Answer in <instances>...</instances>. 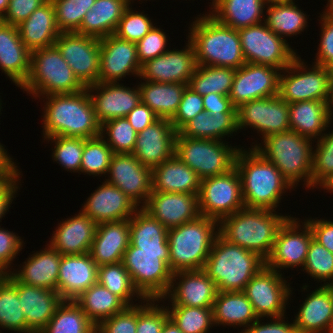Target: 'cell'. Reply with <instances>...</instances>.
<instances>
[{
    "mask_svg": "<svg viewBox=\"0 0 333 333\" xmlns=\"http://www.w3.org/2000/svg\"><path fill=\"white\" fill-rule=\"evenodd\" d=\"M38 98L44 99L43 138L64 136L90 139L100 136L101 125L87 88L76 93Z\"/></svg>",
    "mask_w": 333,
    "mask_h": 333,
    "instance_id": "cell-1",
    "label": "cell"
},
{
    "mask_svg": "<svg viewBox=\"0 0 333 333\" xmlns=\"http://www.w3.org/2000/svg\"><path fill=\"white\" fill-rule=\"evenodd\" d=\"M243 148L237 154L235 168L240 175L245 208L276 211L282 195L294 188L258 151Z\"/></svg>",
    "mask_w": 333,
    "mask_h": 333,
    "instance_id": "cell-2",
    "label": "cell"
},
{
    "mask_svg": "<svg viewBox=\"0 0 333 333\" xmlns=\"http://www.w3.org/2000/svg\"><path fill=\"white\" fill-rule=\"evenodd\" d=\"M278 211L243 208L219 222V233L229 242L257 253L266 260L277 233L291 215Z\"/></svg>",
    "mask_w": 333,
    "mask_h": 333,
    "instance_id": "cell-3",
    "label": "cell"
},
{
    "mask_svg": "<svg viewBox=\"0 0 333 333\" xmlns=\"http://www.w3.org/2000/svg\"><path fill=\"white\" fill-rule=\"evenodd\" d=\"M188 38L195 49L198 65L239 69L246 61L238 30L217 22L208 13L190 23Z\"/></svg>",
    "mask_w": 333,
    "mask_h": 333,
    "instance_id": "cell-4",
    "label": "cell"
},
{
    "mask_svg": "<svg viewBox=\"0 0 333 333\" xmlns=\"http://www.w3.org/2000/svg\"><path fill=\"white\" fill-rule=\"evenodd\" d=\"M264 266L265 260L257 253L229 242L218 233L203 270L218 291H243Z\"/></svg>",
    "mask_w": 333,
    "mask_h": 333,
    "instance_id": "cell-5",
    "label": "cell"
},
{
    "mask_svg": "<svg viewBox=\"0 0 333 333\" xmlns=\"http://www.w3.org/2000/svg\"><path fill=\"white\" fill-rule=\"evenodd\" d=\"M261 142L251 148L273 163L293 188L303 181V187L311 189L313 140L288 130L270 135Z\"/></svg>",
    "mask_w": 333,
    "mask_h": 333,
    "instance_id": "cell-6",
    "label": "cell"
},
{
    "mask_svg": "<svg viewBox=\"0 0 333 333\" xmlns=\"http://www.w3.org/2000/svg\"><path fill=\"white\" fill-rule=\"evenodd\" d=\"M218 233L219 222L205 216L169 229L171 272L203 269Z\"/></svg>",
    "mask_w": 333,
    "mask_h": 333,
    "instance_id": "cell-7",
    "label": "cell"
},
{
    "mask_svg": "<svg viewBox=\"0 0 333 333\" xmlns=\"http://www.w3.org/2000/svg\"><path fill=\"white\" fill-rule=\"evenodd\" d=\"M21 89L35 99L51 94L76 93L86 87L54 45L31 52L30 73Z\"/></svg>",
    "mask_w": 333,
    "mask_h": 333,
    "instance_id": "cell-8",
    "label": "cell"
},
{
    "mask_svg": "<svg viewBox=\"0 0 333 333\" xmlns=\"http://www.w3.org/2000/svg\"><path fill=\"white\" fill-rule=\"evenodd\" d=\"M227 141L176 136L175 154L202 180L223 175L235 168L236 157L242 147Z\"/></svg>",
    "mask_w": 333,
    "mask_h": 333,
    "instance_id": "cell-9",
    "label": "cell"
},
{
    "mask_svg": "<svg viewBox=\"0 0 333 333\" xmlns=\"http://www.w3.org/2000/svg\"><path fill=\"white\" fill-rule=\"evenodd\" d=\"M169 261V251L142 250L131 244L122 259L134 287L145 299H160L168 292L172 281Z\"/></svg>",
    "mask_w": 333,
    "mask_h": 333,
    "instance_id": "cell-10",
    "label": "cell"
},
{
    "mask_svg": "<svg viewBox=\"0 0 333 333\" xmlns=\"http://www.w3.org/2000/svg\"><path fill=\"white\" fill-rule=\"evenodd\" d=\"M306 64L298 55L281 71L278 95L288 104L308 100L329 101L330 68Z\"/></svg>",
    "mask_w": 333,
    "mask_h": 333,
    "instance_id": "cell-11",
    "label": "cell"
},
{
    "mask_svg": "<svg viewBox=\"0 0 333 333\" xmlns=\"http://www.w3.org/2000/svg\"><path fill=\"white\" fill-rule=\"evenodd\" d=\"M246 63L262 64L282 71L298 56L287 40L273 33L262 22L238 29Z\"/></svg>",
    "mask_w": 333,
    "mask_h": 333,
    "instance_id": "cell-12",
    "label": "cell"
},
{
    "mask_svg": "<svg viewBox=\"0 0 333 333\" xmlns=\"http://www.w3.org/2000/svg\"><path fill=\"white\" fill-rule=\"evenodd\" d=\"M198 201L201 216L218 222L245 208L238 170L202 179Z\"/></svg>",
    "mask_w": 333,
    "mask_h": 333,
    "instance_id": "cell-13",
    "label": "cell"
},
{
    "mask_svg": "<svg viewBox=\"0 0 333 333\" xmlns=\"http://www.w3.org/2000/svg\"><path fill=\"white\" fill-rule=\"evenodd\" d=\"M290 283L282 273L264 266L242 291L258 318H276L286 315V305L293 296Z\"/></svg>",
    "mask_w": 333,
    "mask_h": 333,
    "instance_id": "cell-14",
    "label": "cell"
},
{
    "mask_svg": "<svg viewBox=\"0 0 333 333\" xmlns=\"http://www.w3.org/2000/svg\"><path fill=\"white\" fill-rule=\"evenodd\" d=\"M303 221L291 216L280 227L271 254L265 260L266 267L279 273L287 268H303L313 238L309 224Z\"/></svg>",
    "mask_w": 333,
    "mask_h": 333,
    "instance_id": "cell-15",
    "label": "cell"
},
{
    "mask_svg": "<svg viewBox=\"0 0 333 333\" xmlns=\"http://www.w3.org/2000/svg\"><path fill=\"white\" fill-rule=\"evenodd\" d=\"M237 127L238 132L252 127L262 140L286 132L290 130L289 104L279 95L245 102L237 108Z\"/></svg>",
    "mask_w": 333,
    "mask_h": 333,
    "instance_id": "cell-16",
    "label": "cell"
},
{
    "mask_svg": "<svg viewBox=\"0 0 333 333\" xmlns=\"http://www.w3.org/2000/svg\"><path fill=\"white\" fill-rule=\"evenodd\" d=\"M54 45L85 87L98 82L100 65L99 38L77 32H61Z\"/></svg>",
    "mask_w": 333,
    "mask_h": 333,
    "instance_id": "cell-17",
    "label": "cell"
},
{
    "mask_svg": "<svg viewBox=\"0 0 333 333\" xmlns=\"http://www.w3.org/2000/svg\"><path fill=\"white\" fill-rule=\"evenodd\" d=\"M106 175L105 182L119 188L140 207L152 193L151 169L132 153L114 154Z\"/></svg>",
    "mask_w": 333,
    "mask_h": 333,
    "instance_id": "cell-18",
    "label": "cell"
},
{
    "mask_svg": "<svg viewBox=\"0 0 333 333\" xmlns=\"http://www.w3.org/2000/svg\"><path fill=\"white\" fill-rule=\"evenodd\" d=\"M280 74L269 65L245 63L236 69L229 94L232 104L238 108L245 102L278 95Z\"/></svg>",
    "mask_w": 333,
    "mask_h": 333,
    "instance_id": "cell-19",
    "label": "cell"
},
{
    "mask_svg": "<svg viewBox=\"0 0 333 333\" xmlns=\"http://www.w3.org/2000/svg\"><path fill=\"white\" fill-rule=\"evenodd\" d=\"M183 49H171L141 66L139 79L158 83L189 84L198 64L192 42Z\"/></svg>",
    "mask_w": 333,
    "mask_h": 333,
    "instance_id": "cell-20",
    "label": "cell"
},
{
    "mask_svg": "<svg viewBox=\"0 0 333 333\" xmlns=\"http://www.w3.org/2000/svg\"><path fill=\"white\" fill-rule=\"evenodd\" d=\"M217 293L215 282L203 269L179 271L172 273L169 290L159 300L163 304L168 299L170 305L213 308Z\"/></svg>",
    "mask_w": 333,
    "mask_h": 333,
    "instance_id": "cell-21",
    "label": "cell"
},
{
    "mask_svg": "<svg viewBox=\"0 0 333 333\" xmlns=\"http://www.w3.org/2000/svg\"><path fill=\"white\" fill-rule=\"evenodd\" d=\"M141 66L136 43L122 40L114 34L100 39L98 82H120L126 75L139 78Z\"/></svg>",
    "mask_w": 333,
    "mask_h": 333,
    "instance_id": "cell-22",
    "label": "cell"
},
{
    "mask_svg": "<svg viewBox=\"0 0 333 333\" xmlns=\"http://www.w3.org/2000/svg\"><path fill=\"white\" fill-rule=\"evenodd\" d=\"M86 88L100 125L112 119L126 117L141 101L138 85L127 87L120 82H97Z\"/></svg>",
    "mask_w": 333,
    "mask_h": 333,
    "instance_id": "cell-23",
    "label": "cell"
},
{
    "mask_svg": "<svg viewBox=\"0 0 333 333\" xmlns=\"http://www.w3.org/2000/svg\"><path fill=\"white\" fill-rule=\"evenodd\" d=\"M141 208L168 230L201 216L198 194L152 192Z\"/></svg>",
    "mask_w": 333,
    "mask_h": 333,
    "instance_id": "cell-24",
    "label": "cell"
},
{
    "mask_svg": "<svg viewBox=\"0 0 333 333\" xmlns=\"http://www.w3.org/2000/svg\"><path fill=\"white\" fill-rule=\"evenodd\" d=\"M176 135L170 120L159 118L138 133L132 154L152 169L175 154Z\"/></svg>",
    "mask_w": 333,
    "mask_h": 333,
    "instance_id": "cell-25",
    "label": "cell"
},
{
    "mask_svg": "<svg viewBox=\"0 0 333 333\" xmlns=\"http://www.w3.org/2000/svg\"><path fill=\"white\" fill-rule=\"evenodd\" d=\"M82 207L81 211L96 224L129 220L140 208L119 188L105 181L89 195Z\"/></svg>",
    "mask_w": 333,
    "mask_h": 333,
    "instance_id": "cell-26",
    "label": "cell"
},
{
    "mask_svg": "<svg viewBox=\"0 0 333 333\" xmlns=\"http://www.w3.org/2000/svg\"><path fill=\"white\" fill-rule=\"evenodd\" d=\"M98 265L90 253L62 255L59 266L57 292L64 301L76 300L97 283Z\"/></svg>",
    "mask_w": 333,
    "mask_h": 333,
    "instance_id": "cell-27",
    "label": "cell"
},
{
    "mask_svg": "<svg viewBox=\"0 0 333 333\" xmlns=\"http://www.w3.org/2000/svg\"><path fill=\"white\" fill-rule=\"evenodd\" d=\"M97 224L81 209L74 217L62 219L49 241V246L62 255H82L90 252Z\"/></svg>",
    "mask_w": 333,
    "mask_h": 333,
    "instance_id": "cell-28",
    "label": "cell"
},
{
    "mask_svg": "<svg viewBox=\"0 0 333 333\" xmlns=\"http://www.w3.org/2000/svg\"><path fill=\"white\" fill-rule=\"evenodd\" d=\"M31 51L20 39L15 25L0 20V69L17 87H22L30 73Z\"/></svg>",
    "mask_w": 333,
    "mask_h": 333,
    "instance_id": "cell-29",
    "label": "cell"
},
{
    "mask_svg": "<svg viewBox=\"0 0 333 333\" xmlns=\"http://www.w3.org/2000/svg\"><path fill=\"white\" fill-rule=\"evenodd\" d=\"M18 298L27 327L40 333L64 301L57 291L18 282Z\"/></svg>",
    "mask_w": 333,
    "mask_h": 333,
    "instance_id": "cell-30",
    "label": "cell"
},
{
    "mask_svg": "<svg viewBox=\"0 0 333 333\" xmlns=\"http://www.w3.org/2000/svg\"><path fill=\"white\" fill-rule=\"evenodd\" d=\"M130 245V219L97 224L90 255L98 266L122 262Z\"/></svg>",
    "mask_w": 333,
    "mask_h": 333,
    "instance_id": "cell-31",
    "label": "cell"
},
{
    "mask_svg": "<svg viewBox=\"0 0 333 333\" xmlns=\"http://www.w3.org/2000/svg\"><path fill=\"white\" fill-rule=\"evenodd\" d=\"M33 252L24 263L22 262L23 265L18 267V270L13 268L9 273L19 283L57 291L62 254L48 244L42 250Z\"/></svg>",
    "mask_w": 333,
    "mask_h": 333,
    "instance_id": "cell-32",
    "label": "cell"
},
{
    "mask_svg": "<svg viewBox=\"0 0 333 333\" xmlns=\"http://www.w3.org/2000/svg\"><path fill=\"white\" fill-rule=\"evenodd\" d=\"M306 296L293 320L298 333H328L333 317V286L321 285Z\"/></svg>",
    "mask_w": 333,
    "mask_h": 333,
    "instance_id": "cell-33",
    "label": "cell"
},
{
    "mask_svg": "<svg viewBox=\"0 0 333 333\" xmlns=\"http://www.w3.org/2000/svg\"><path fill=\"white\" fill-rule=\"evenodd\" d=\"M328 101H299L289 104L290 130L313 140H318L333 123Z\"/></svg>",
    "mask_w": 333,
    "mask_h": 333,
    "instance_id": "cell-34",
    "label": "cell"
},
{
    "mask_svg": "<svg viewBox=\"0 0 333 333\" xmlns=\"http://www.w3.org/2000/svg\"><path fill=\"white\" fill-rule=\"evenodd\" d=\"M152 192L198 194L201 179L174 154L151 169Z\"/></svg>",
    "mask_w": 333,
    "mask_h": 333,
    "instance_id": "cell-35",
    "label": "cell"
},
{
    "mask_svg": "<svg viewBox=\"0 0 333 333\" xmlns=\"http://www.w3.org/2000/svg\"><path fill=\"white\" fill-rule=\"evenodd\" d=\"M17 28L20 39L31 52L54 46L61 33L51 0L37 8L25 21L17 25Z\"/></svg>",
    "mask_w": 333,
    "mask_h": 333,
    "instance_id": "cell-36",
    "label": "cell"
},
{
    "mask_svg": "<svg viewBox=\"0 0 333 333\" xmlns=\"http://www.w3.org/2000/svg\"><path fill=\"white\" fill-rule=\"evenodd\" d=\"M214 326L247 328L258 317L242 291H218L213 304ZM237 326V327H236Z\"/></svg>",
    "mask_w": 333,
    "mask_h": 333,
    "instance_id": "cell-37",
    "label": "cell"
},
{
    "mask_svg": "<svg viewBox=\"0 0 333 333\" xmlns=\"http://www.w3.org/2000/svg\"><path fill=\"white\" fill-rule=\"evenodd\" d=\"M129 5L128 0H96L76 32L99 39L113 35Z\"/></svg>",
    "mask_w": 333,
    "mask_h": 333,
    "instance_id": "cell-38",
    "label": "cell"
},
{
    "mask_svg": "<svg viewBox=\"0 0 333 333\" xmlns=\"http://www.w3.org/2000/svg\"><path fill=\"white\" fill-rule=\"evenodd\" d=\"M265 7L264 0H221L207 13L217 22L238 30L264 22Z\"/></svg>",
    "mask_w": 333,
    "mask_h": 333,
    "instance_id": "cell-39",
    "label": "cell"
},
{
    "mask_svg": "<svg viewBox=\"0 0 333 333\" xmlns=\"http://www.w3.org/2000/svg\"><path fill=\"white\" fill-rule=\"evenodd\" d=\"M235 132H238L237 112L211 115L203 111L188 121L176 136L225 141L226 136L229 138Z\"/></svg>",
    "mask_w": 333,
    "mask_h": 333,
    "instance_id": "cell-40",
    "label": "cell"
},
{
    "mask_svg": "<svg viewBox=\"0 0 333 333\" xmlns=\"http://www.w3.org/2000/svg\"><path fill=\"white\" fill-rule=\"evenodd\" d=\"M144 81L138 85L141 102L146 104L158 118L171 120L188 84Z\"/></svg>",
    "mask_w": 333,
    "mask_h": 333,
    "instance_id": "cell-41",
    "label": "cell"
},
{
    "mask_svg": "<svg viewBox=\"0 0 333 333\" xmlns=\"http://www.w3.org/2000/svg\"><path fill=\"white\" fill-rule=\"evenodd\" d=\"M130 244L142 250L169 251L168 229L140 207L130 218Z\"/></svg>",
    "mask_w": 333,
    "mask_h": 333,
    "instance_id": "cell-42",
    "label": "cell"
},
{
    "mask_svg": "<svg viewBox=\"0 0 333 333\" xmlns=\"http://www.w3.org/2000/svg\"><path fill=\"white\" fill-rule=\"evenodd\" d=\"M74 301L96 327L103 320L112 317L127 307L118 296L98 282L84 291Z\"/></svg>",
    "mask_w": 333,
    "mask_h": 333,
    "instance_id": "cell-43",
    "label": "cell"
},
{
    "mask_svg": "<svg viewBox=\"0 0 333 333\" xmlns=\"http://www.w3.org/2000/svg\"><path fill=\"white\" fill-rule=\"evenodd\" d=\"M265 9L267 10L264 22L267 27L284 40L288 36L302 34L305 29H308L306 27L309 15L304 13L295 2L268 4Z\"/></svg>",
    "mask_w": 333,
    "mask_h": 333,
    "instance_id": "cell-44",
    "label": "cell"
},
{
    "mask_svg": "<svg viewBox=\"0 0 333 333\" xmlns=\"http://www.w3.org/2000/svg\"><path fill=\"white\" fill-rule=\"evenodd\" d=\"M19 303L18 281L9 273L0 279V328L16 333H33L27 327Z\"/></svg>",
    "mask_w": 333,
    "mask_h": 333,
    "instance_id": "cell-45",
    "label": "cell"
},
{
    "mask_svg": "<svg viewBox=\"0 0 333 333\" xmlns=\"http://www.w3.org/2000/svg\"><path fill=\"white\" fill-rule=\"evenodd\" d=\"M236 69L198 65L188 86L201 96L218 93L229 96Z\"/></svg>",
    "mask_w": 333,
    "mask_h": 333,
    "instance_id": "cell-46",
    "label": "cell"
},
{
    "mask_svg": "<svg viewBox=\"0 0 333 333\" xmlns=\"http://www.w3.org/2000/svg\"><path fill=\"white\" fill-rule=\"evenodd\" d=\"M97 282L118 296L127 306L138 304H134L133 300L145 299L134 287L130 274L122 262L98 266Z\"/></svg>",
    "mask_w": 333,
    "mask_h": 333,
    "instance_id": "cell-47",
    "label": "cell"
},
{
    "mask_svg": "<svg viewBox=\"0 0 333 333\" xmlns=\"http://www.w3.org/2000/svg\"><path fill=\"white\" fill-rule=\"evenodd\" d=\"M40 333H96V326L75 301H63Z\"/></svg>",
    "mask_w": 333,
    "mask_h": 333,
    "instance_id": "cell-48",
    "label": "cell"
},
{
    "mask_svg": "<svg viewBox=\"0 0 333 333\" xmlns=\"http://www.w3.org/2000/svg\"><path fill=\"white\" fill-rule=\"evenodd\" d=\"M169 306V318L183 333H208L214 326L212 308Z\"/></svg>",
    "mask_w": 333,
    "mask_h": 333,
    "instance_id": "cell-49",
    "label": "cell"
},
{
    "mask_svg": "<svg viewBox=\"0 0 333 333\" xmlns=\"http://www.w3.org/2000/svg\"><path fill=\"white\" fill-rule=\"evenodd\" d=\"M114 155L113 150L100 136L90 139L84 138L83 155L81 159L80 175L105 176Z\"/></svg>",
    "mask_w": 333,
    "mask_h": 333,
    "instance_id": "cell-50",
    "label": "cell"
},
{
    "mask_svg": "<svg viewBox=\"0 0 333 333\" xmlns=\"http://www.w3.org/2000/svg\"><path fill=\"white\" fill-rule=\"evenodd\" d=\"M300 270L305 271L304 273L321 285L333 286V253L312 238L306 260Z\"/></svg>",
    "mask_w": 333,
    "mask_h": 333,
    "instance_id": "cell-51",
    "label": "cell"
},
{
    "mask_svg": "<svg viewBox=\"0 0 333 333\" xmlns=\"http://www.w3.org/2000/svg\"><path fill=\"white\" fill-rule=\"evenodd\" d=\"M43 140L54 143L51 155L53 162L61 165L67 172L80 173L84 138L53 136Z\"/></svg>",
    "mask_w": 333,
    "mask_h": 333,
    "instance_id": "cell-52",
    "label": "cell"
},
{
    "mask_svg": "<svg viewBox=\"0 0 333 333\" xmlns=\"http://www.w3.org/2000/svg\"><path fill=\"white\" fill-rule=\"evenodd\" d=\"M100 135L114 154H123L133 152L138 132L134 130L126 117H122L103 123Z\"/></svg>",
    "mask_w": 333,
    "mask_h": 333,
    "instance_id": "cell-53",
    "label": "cell"
},
{
    "mask_svg": "<svg viewBox=\"0 0 333 333\" xmlns=\"http://www.w3.org/2000/svg\"><path fill=\"white\" fill-rule=\"evenodd\" d=\"M96 0H51L60 32H76Z\"/></svg>",
    "mask_w": 333,
    "mask_h": 333,
    "instance_id": "cell-54",
    "label": "cell"
},
{
    "mask_svg": "<svg viewBox=\"0 0 333 333\" xmlns=\"http://www.w3.org/2000/svg\"><path fill=\"white\" fill-rule=\"evenodd\" d=\"M312 150L311 189L333 174V130L324 133Z\"/></svg>",
    "mask_w": 333,
    "mask_h": 333,
    "instance_id": "cell-55",
    "label": "cell"
},
{
    "mask_svg": "<svg viewBox=\"0 0 333 333\" xmlns=\"http://www.w3.org/2000/svg\"><path fill=\"white\" fill-rule=\"evenodd\" d=\"M160 302L159 299H144L138 302L136 333L161 332L165 322L169 319V313L166 305L164 306Z\"/></svg>",
    "mask_w": 333,
    "mask_h": 333,
    "instance_id": "cell-56",
    "label": "cell"
},
{
    "mask_svg": "<svg viewBox=\"0 0 333 333\" xmlns=\"http://www.w3.org/2000/svg\"><path fill=\"white\" fill-rule=\"evenodd\" d=\"M147 15L134 11L130 4L125 9L114 35L122 40L137 43L155 26Z\"/></svg>",
    "mask_w": 333,
    "mask_h": 333,
    "instance_id": "cell-57",
    "label": "cell"
},
{
    "mask_svg": "<svg viewBox=\"0 0 333 333\" xmlns=\"http://www.w3.org/2000/svg\"><path fill=\"white\" fill-rule=\"evenodd\" d=\"M322 13L318 19L321 23V38L313 64L330 68L333 65V12L325 7Z\"/></svg>",
    "mask_w": 333,
    "mask_h": 333,
    "instance_id": "cell-58",
    "label": "cell"
},
{
    "mask_svg": "<svg viewBox=\"0 0 333 333\" xmlns=\"http://www.w3.org/2000/svg\"><path fill=\"white\" fill-rule=\"evenodd\" d=\"M160 27L158 28V25L154 26L136 43L137 55L141 65L169 50L170 47L167 46L169 44L168 36L164 32V29Z\"/></svg>",
    "mask_w": 333,
    "mask_h": 333,
    "instance_id": "cell-59",
    "label": "cell"
},
{
    "mask_svg": "<svg viewBox=\"0 0 333 333\" xmlns=\"http://www.w3.org/2000/svg\"><path fill=\"white\" fill-rule=\"evenodd\" d=\"M203 111V96L197 94L192 88L187 86L178 109L170 122L174 130L178 132L188 121Z\"/></svg>",
    "mask_w": 333,
    "mask_h": 333,
    "instance_id": "cell-60",
    "label": "cell"
},
{
    "mask_svg": "<svg viewBox=\"0 0 333 333\" xmlns=\"http://www.w3.org/2000/svg\"><path fill=\"white\" fill-rule=\"evenodd\" d=\"M137 305L127 306L123 311L103 320L96 333H136Z\"/></svg>",
    "mask_w": 333,
    "mask_h": 333,
    "instance_id": "cell-61",
    "label": "cell"
},
{
    "mask_svg": "<svg viewBox=\"0 0 333 333\" xmlns=\"http://www.w3.org/2000/svg\"><path fill=\"white\" fill-rule=\"evenodd\" d=\"M20 237L15 232L13 233V231L11 232L0 226V265L8 273L12 271L14 259L22 251L23 244H25Z\"/></svg>",
    "mask_w": 333,
    "mask_h": 333,
    "instance_id": "cell-62",
    "label": "cell"
},
{
    "mask_svg": "<svg viewBox=\"0 0 333 333\" xmlns=\"http://www.w3.org/2000/svg\"><path fill=\"white\" fill-rule=\"evenodd\" d=\"M47 1L48 0H9L7 11L1 21L17 26Z\"/></svg>",
    "mask_w": 333,
    "mask_h": 333,
    "instance_id": "cell-63",
    "label": "cell"
},
{
    "mask_svg": "<svg viewBox=\"0 0 333 333\" xmlns=\"http://www.w3.org/2000/svg\"><path fill=\"white\" fill-rule=\"evenodd\" d=\"M286 315L276 318H268V322H262L265 318H258L240 333H298L294 321H285ZM261 321V322H260Z\"/></svg>",
    "mask_w": 333,
    "mask_h": 333,
    "instance_id": "cell-64",
    "label": "cell"
},
{
    "mask_svg": "<svg viewBox=\"0 0 333 333\" xmlns=\"http://www.w3.org/2000/svg\"><path fill=\"white\" fill-rule=\"evenodd\" d=\"M20 175L23 176V174H12L11 176L0 178V222L9 211L11 203L14 198H16L15 195L18 189L20 190L22 185L19 184L21 183V179H19L21 177Z\"/></svg>",
    "mask_w": 333,
    "mask_h": 333,
    "instance_id": "cell-65",
    "label": "cell"
},
{
    "mask_svg": "<svg viewBox=\"0 0 333 333\" xmlns=\"http://www.w3.org/2000/svg\"><path fill=\"white\" fill-rule=\"evenodd\" d=\"M305 221L309 224L313 238L333 253V221L328 219L307 218Z\"/></svg>",
    "mask_w": 333,
    "mask_h": 333,
    "instance_id": "cell-66",
    "label": "cell"
},
{
    "mask_svg": "<svg viewBox=\"0 0 333 333\" xmlns=\"http://www.w3.org/2000/svg\"><path fill=\"white\" fill-rule=\"evenodd\" d=\"M126 118L138 133L159 119L157 115L141 101L126 115Z\"/></svg>",
    "mask_w": 333,
    "mask_h": 333,
    "instance_id": "cell-67",
    "label": "cell"
},
{
    "mask_svg": "<svg viewBox=\"0 0 333 333\" xmlns=\"http://www.w3.org/2000/svg\"><path fill=\"white\" fill-rule=\"evenodd\" d=\"M204 111L214 115L220 112H237V108L232 104L229 96L218 93H210L203 96Z\"/></svg>",
    "mask_w": 333,
    "mask_h": 333,
    "instance_id": "cell-68",
    "label": "cell"
},
{
    "mask_svg": "<svg viewBox=\"0 0 333 333\" xmlns=\"http://www.w3.org/2000/svg\"><path fill=\"white\" fill-rule=\"evenodd\" d=\"M5 145L0 142V178L11 176L12 174H22L16 165V161L7 153Z\"/></svg>",
    "mask_w": 333,
    "mask_h": 333,
    "instance_id": "cell-69",
    "label": "cell"
},
{
    "mask_svg": "<svg viewBox=\"0 0 333 333\" xmlns=\"http://www.w3.org/2000/svg\"><path fill=\"white\" fill-rule=\"evenodd\" d=\"M160 333H183L176 325L175 323L169 318Z\"/></svg>",
    "mask_w": 333,
    "mask_h": 333,
    "instance_id": "cell-70",
    "label": "cell"
},
{
    "mask_svg": "<svg viewBox=\"0 0 333 333\" xmlns=\"http://www.w3.org/2000/svg\"><path fill=\"white\" fill-rule=\"evenodd\" d=\"M317 188H323L327 190L326 192L333 193V174L328 176Z\"/></svg>",
    "mask_w": 333,
    "mask_h": 333,
    "instance_id": "cell-71",
    "label": "cell"
},
{
    "mask_svg": "<svg viewBox=\"0 0 333 333\" xmlns=\"http://www.w3.org/2000/svg\"><path fill=\"white\" fill-rule=\"evenodd\" d=\"M9 0H0V20H2L4 14L7 11Z\"/></svg>",
    "mask_w": 333,
    "mask_h": 333,
    "instance_id": "cell-72",
    "label": "cell"
},
{
    "mask_svg": "<svg viewBox=\"0 0 333 333\" xmlns=\"http://www.w3.org/2000/svg\"><path fill=\"white\" fill-rule=\"evenodd\" d=\"M328 106L333 115V76H331V80H330V97H329V101H328Z\"/></svg>",
    "mask_w": 333,
    "mask_h": 333,
    "instance_id": "cell-73",
    "label": "cell"
},
{
    "mask_svg": "<svg viewBox=\"0 0 333 333\" xmlns=\"http://www.w3.org/2000/svg\"><path fill=\"white\" fill-rule=\"evenodd\" d=\"M266 5L275 4V3H291L295 2V0H264Z\"/></svg>",
    "mask_w": 333,
    "mask_h": 333,
    "instance_id": "cell-74",
    "label": "cell"
},
{
    "mask_svg": "<svg viewBox=\"0 0 333 333\" xmlns=\"http://www.w3.org/2000/svg\"><path fill=\"white\" fill-rule=\"evenodd\" d=\"M9 273L0 265V279L7 277Z\"/></svg>",
    "mask_w": 333,
    "mask_h": 333,
    "instance_id": "cell-75",
    "label": "cell"
},
{
    "mask_svg": "<svg viewBox=\"0 0 333 333\" xmlns=\"http://www.w3.org/2000/svg\"><path fill=\"white\" fill-rule=\"evenodd\" d=\"M327 8L333 12V0H327Z\"/></svg>",
    "mask_w": 333,
    "mask_h": 333,
    "instance_id": "cell-76",
    "label": "cell"
},
{
    "mask_svg": "<svg viewBox=\"0 0 333 333\" xmlns=\"http://www.w3.org/2000/svg\"><path fill=\"white\" fill-rule=\"evenodd\" d=\"M221 0H212L211 5V9L208 10L209 12L220 2Z\"/></svg>",
    "mask_w": 333,
    "mask_h": 333,
    "instance_id": "cell-77",
    "label": "cell"
},
{
    "mask_svg": "<svg viewBox=\"0 0 333 333\" xmlns=\"http://www.w3.org/2000/svg\"><path fill=\"white\" fill-rule=\"evenodd\" d=\"M328 333H333V317H332V321H331Z\"/></svg>",
    "mask_w": 333,
    "mask_h": 333,
    "instance_id": "cell-78",
    "label": "cell"
},
{
    "mask_svg": "<svg viewBox=\"0 0 333 333\" xmlns=\"http://www.w3.org/2000/svg\"><path fill=\"white\" fill-rule=\"evenodd\" d=\"M331 76H333V65L330 67Z\"/></svg>",
    "mask_w": 333,
    "mask_h": 333,
    "instance_id": "cell-79",
    "label": "cell"
},
{
    "mask_svg": "<svg viewBox=\"0 0 333 333\" xmlns=\"http://www.w3.org/2000/svg\"><path fill=\"white\" fill-rule=\"evenodd\" d=\"M1 105H2V100L0 99V114H2V113H1V111H2V110H1V109H2V106H1Z\"/></svg>",
    "mask_w": 333,
    "mask_h": 333,
    "instance_id": "cell-80",
    "label": "cell"
}]
</instances>
